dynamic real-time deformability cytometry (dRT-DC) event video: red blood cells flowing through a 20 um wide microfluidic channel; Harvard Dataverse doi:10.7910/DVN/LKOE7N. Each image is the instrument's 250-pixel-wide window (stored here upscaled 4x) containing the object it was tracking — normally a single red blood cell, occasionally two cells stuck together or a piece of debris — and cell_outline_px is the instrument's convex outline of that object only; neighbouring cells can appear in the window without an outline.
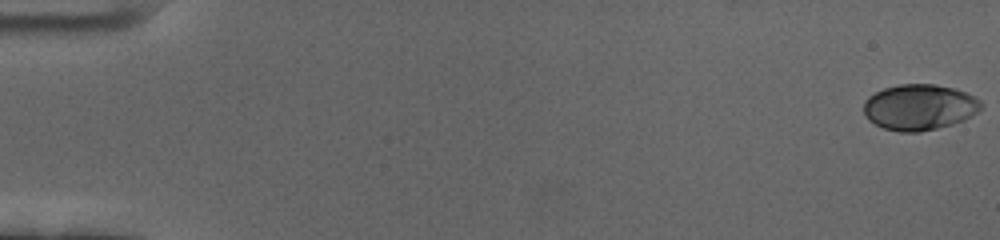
{"species": "human", "species_latin": "Homo sapiens", "temperature_condition": "cold", "stored_images_in_passage": 60, "camera_frame_rate_fps": 3000, "um_per_image_px": 0.085, "donor": {"sex": "female"}, "frame": {"image": 1, "passage_image": 1, "time_ms": 0.0, "image_size_px": [1000, 240], "cell_outline_px": [[984, 104], [972, 116], [964, 120], [952, 124], [920, 132], [900, 132], [884, 128], [868, 120], [864, 112], [864, 100], [868, 96], [884, 88], [900, 84], [936, 84], [952, 88], [976, 96]], "centroid_in_image_um": [78.15, 9.11], "position_along_channel_um": 6.8, "area_um2": 31.39}}
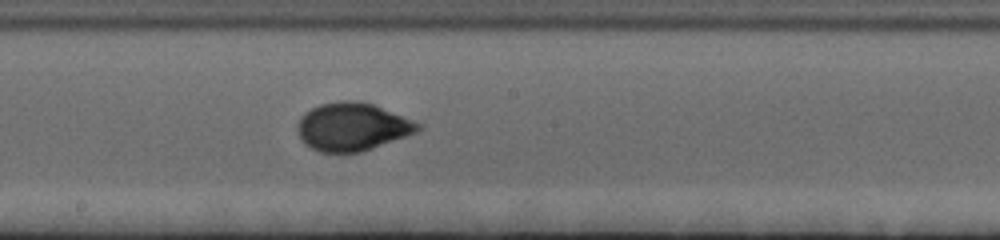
{"frame": {"image": 2, "passage_image": 34, "time_ms": 11.0, "image_size_px": [1000, 240], "cell_outline_px": [[424, 128], [408, 136], [360, 152], [320, 152], [304, 144], [296, 128], [296, 124], [300, 116], [304, 112], [320, 104], [344, 100], [352, 100], [372, 104], [424, 124]], "centroid_in_image_um": [29.95, 10.77], "position_along_channel_um": 218.2, "area_um2": 33.81}}
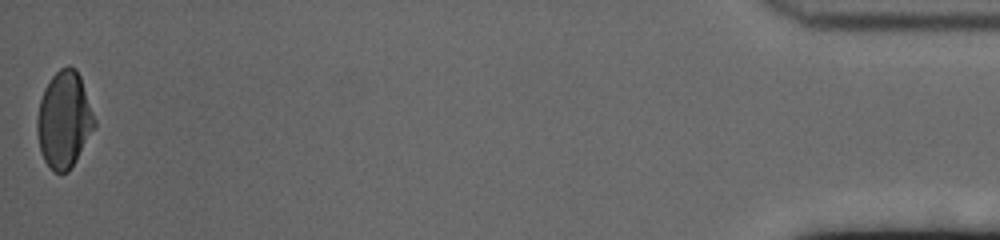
{"frame": {"image": 3, "passage_image": 60, "time_ms": 19.667, "image_size_px": [1000, 240], "cell_outline_px": [[96, 124], [76, 160], [68, 172], [52, 172], [44, 160], [40, 152], [36, 128], [36, 116], [40, 100], [44, 88], [52, 76], [60, 68], [68, 64], [76, 68], [80, 76], [96, 120]], "centroid_in_image_um": [5.43, 10.17], "position_along_channel_um": 429.8, "area_um2": 32.37}, "authors_computed_cell_mechanics": {"area_um2": 32.1079, "velocity_mm_per_s": 3.4442, "shape_relaxation_time_tau1_ms": 3.8134, "shape_relaxation_time_tau2_ms": null, "deformation_change_tau1": 0.1573, "deformation_change_tau2": null}}